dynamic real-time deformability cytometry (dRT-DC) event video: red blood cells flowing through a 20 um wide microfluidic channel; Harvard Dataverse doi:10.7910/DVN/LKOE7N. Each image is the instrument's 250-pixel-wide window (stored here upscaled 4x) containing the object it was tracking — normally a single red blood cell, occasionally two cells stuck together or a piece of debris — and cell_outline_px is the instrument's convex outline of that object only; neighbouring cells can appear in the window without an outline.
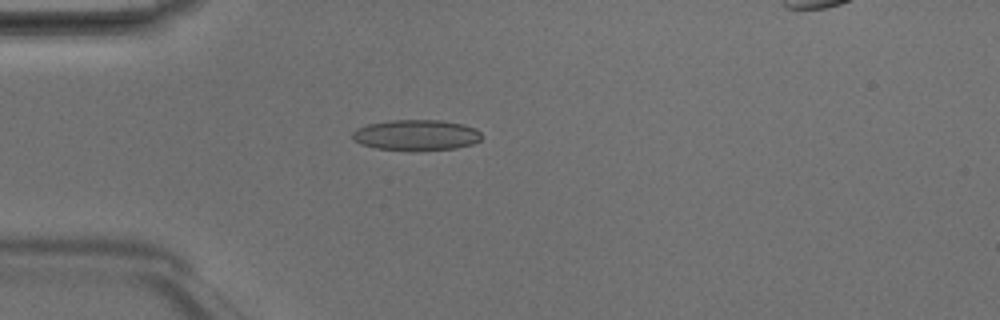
{"species": "Egyptian fruit bat (a non-hibernating species)", "species_latin": "Rousettus aegyptiacus", "temperature_condition": "room temperature", "stored_images_in_passage": 47, "camera_frame_rate_fps": 3000, "um_per_image_px": 0.085, "animal": {"sex": "male"}, "frame": {"image": 1, "passage_image": 13, "time_ms": 4.0, "image_size_px": [1000, 320], "cell_outline_px": [[484, 136], [480, 140], [472, 144], [456, 148], [376, 148], [360, 144], [352, 140], [352, 132], [356, 128], [368, 124], [392, 120], [440, 120], [464, 124], [476, 128]], "centroid_in_image_um": [35.39, 11.44], "position_along_channel_um": 49.6, "area_um2": 22.54}}
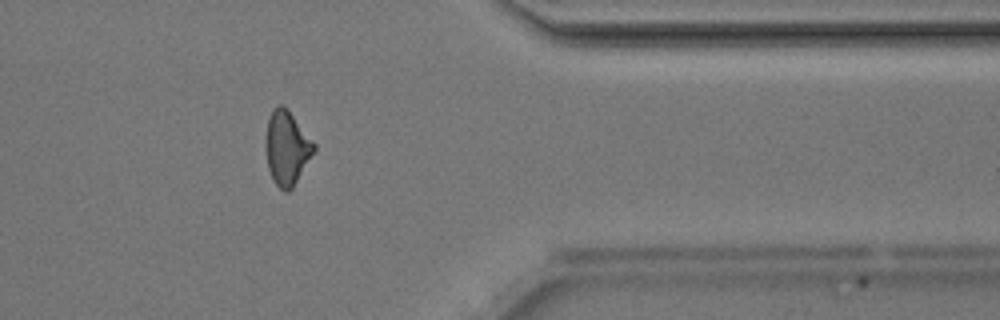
{"frame": {"image": 2, "passage_image": 39, "time_ms": 12.667, "image_size_px": [1000, 320], "cell_outline_px": [[316, 148], [292, 188], [288, 192], [284, 192], [276, 184], [268, 168], [264, 144], [264, 140], [268, 120], [276, 104], [280, 104], [288, 108], [316, 144]], "centroid_in_image_um": [24.37, 12.53], "position_along_channel_um": 387.0, "area_um2": 20.87}}
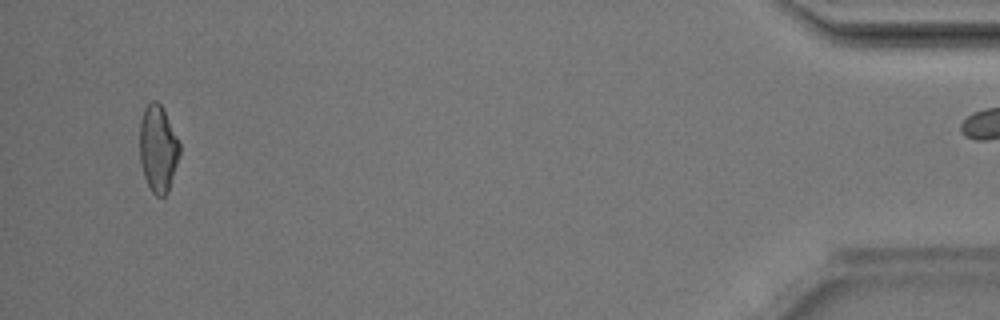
{"frame": {"image": 3, "passage_image": 46, "time_ms": 15.0, "image_size_px": [1000, 320], "cell_outline_px": [[180, 156], [168, 192], [164, 196], [156, 196], [152, 192], [144, 176], [140, 160], [140, 120], [144, 108], [152, 100], [156, 100], [160, 104], [180, 140]], "centroid_in_image_um": [13.45, 12.63], "position_along_channel_um": 421.8, "area_um2": 20.35}}